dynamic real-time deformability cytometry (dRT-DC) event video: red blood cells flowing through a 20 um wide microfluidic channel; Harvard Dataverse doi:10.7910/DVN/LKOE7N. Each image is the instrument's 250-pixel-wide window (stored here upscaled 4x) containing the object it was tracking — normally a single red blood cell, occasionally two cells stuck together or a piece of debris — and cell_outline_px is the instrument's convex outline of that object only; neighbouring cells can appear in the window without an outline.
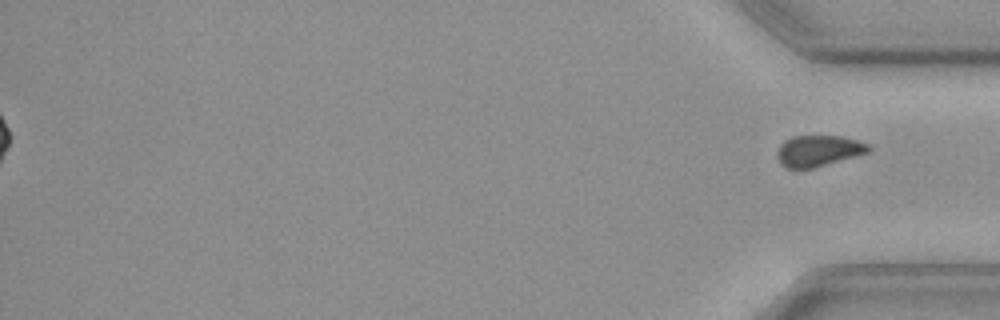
{"species": "common noctule bat (a hibernating species)", "species_latin": "Nyctalus noctula", "temperature_condition": "cold", "stored_images_in_passage": 49, "segment_of_instrument_passage": [2, 2], "camera_frame_rate_fps": 3000, "um_per_image_px": 0.085, "animal": {"sex": "female", "body_mass_g": 19.3, "forearm_length_mm": 54.1}, "frame": {"image": 1, "passage_image": 49, "time_ms": 16.0, "image_size_px": [1000, 320], "cell_outline_px": [[872, 148], [868, 152], [812, 168], [788, 168], [780, 164], [776, 156], [776, 152], [780, 144], [784, 140], [792, 136], [840, 136], [856, 140], [868, 144]], "centroid_in_image_um": [69.51, 12.81], "position_along_channel_um": 365.7, "area_um2": 16.42}}